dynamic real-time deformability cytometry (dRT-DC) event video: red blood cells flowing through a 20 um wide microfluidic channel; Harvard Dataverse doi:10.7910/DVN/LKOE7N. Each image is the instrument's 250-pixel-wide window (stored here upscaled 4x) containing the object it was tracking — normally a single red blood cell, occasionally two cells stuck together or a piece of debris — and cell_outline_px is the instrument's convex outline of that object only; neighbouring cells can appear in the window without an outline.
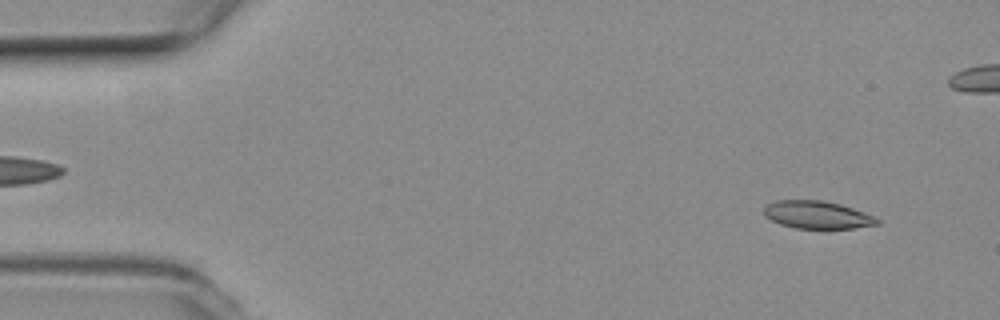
{"species": "common noctule bat (a hibernating species)", "species_latin": "Nyctalus noctula", "temperature_condition": "room temperature", "stored_images_in_passage": 55, "camera_frame_rate_fps": 3000, "um_per_image_px": 0.085, "animal": {"sex": "female", "body_mass_g": 19.3, "forearm_length_mm": 54.1}, "frame": {"image": 1, "passage_image": 4, "time_ms": 1.0, "image_size_px": [1000, 320], "cell_outline_px": [[880, 224], [852, 228], [796, 228], [780, 224], [764, 216], [764, 208], [768, 204], [776, 200], [820, 200], [840, 204], [876, 216], [880, 220]], "centroid_in_image_um": [69.48, 18.26], "position_along_channel_um": 15.5, "area_um2": 18.21}}
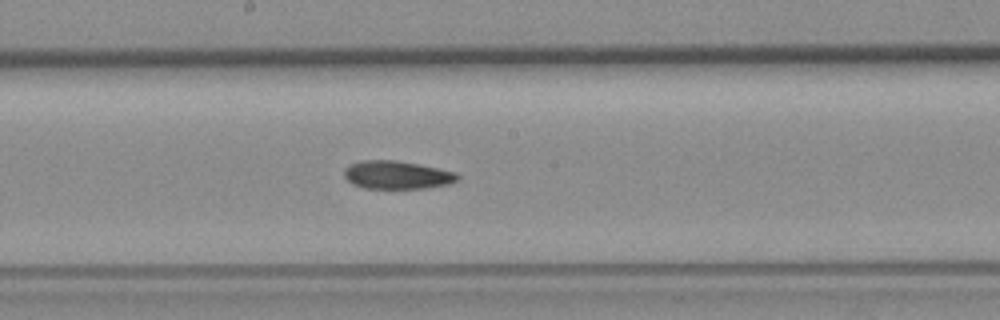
{"frame": {"image": 2, "passage_image": 28, "time_ms": 9.0, "image_size_px": [1000, 320], "cell_outline_px": [[460, 180], [448, 184], [424, 188], [364, 188], [352, 184], [344, 176], [344, 168], [360, 160], [396, 160], [456, 172], [460, 176]], "centroid_in_image_um": [33.74, 14.87], "position_along_channel_um": 214.5, "area_um2": 18.5}}
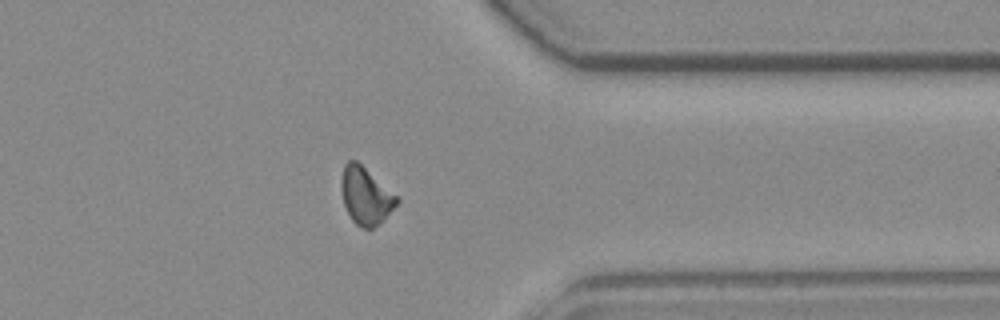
{"frame": {"image": 3, "passage_image": 42, "time_ms": 13.667, "image_size_px": [1000, 320], "cell_outline_px": [[400, 200], [384, 220], [372, 228], [364, 228], [356, 224], [352, 220], [344, 204], [340, 188], [340, 180], [344, 164], [348, 160], [356, 160], [396, 196]], "centroid_in_image_um": [31.05, 16.64], "position_along_channel_um": 380.4, "area_um2": 18.21}, "authors_computed_cell_mechanics": {"area_um2": 18.6694, "velocity_mm_per_s": 3.7777, "shape_relaxation_time_tau1_ms": 6.2223, "shape_relaxation_time_tau2_ms": 6.5726, "deformation_change_tau1": 0.1527, "deformation_change_tau2": 0.1501}}